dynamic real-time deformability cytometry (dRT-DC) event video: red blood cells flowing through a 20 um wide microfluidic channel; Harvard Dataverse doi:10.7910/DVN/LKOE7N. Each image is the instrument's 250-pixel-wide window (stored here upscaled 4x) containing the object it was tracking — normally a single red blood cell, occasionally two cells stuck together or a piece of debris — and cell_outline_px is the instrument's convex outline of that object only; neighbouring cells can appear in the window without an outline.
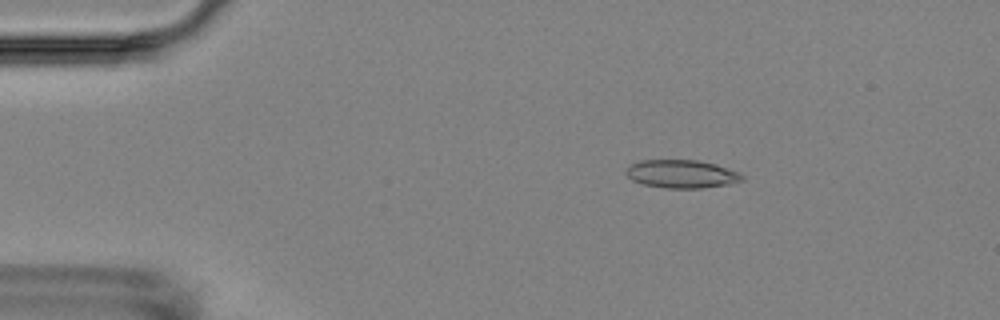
{"species": "Egyptian fruit bat (a non-hibernating species)", "species_latin": "Rousettus aegyptiacus", "temperature_condition": "room temperature", "stored_images_in_passage": 5, "camera_frame_rate_fps": 3000, "um_per_image_px": 0.085, "animal": {"sex": "female"}, "frame": {"image": 1, "passage_image": 3, "time_ms": 2.333, "image_size_px": [1000, 320], "cell_outline_px": [[744, 180], [732, 184], [700, 188], [664, 188], [644, 184], [632, 180], [624, 172], [632, 164], [640, 160], [696, 160], [716, 164], [736, 172], [744, 176]], "centroid_in_image_um": [57.94, 14.79], "position_along_channel_um": 27.1, "area_um2": 18.96}}
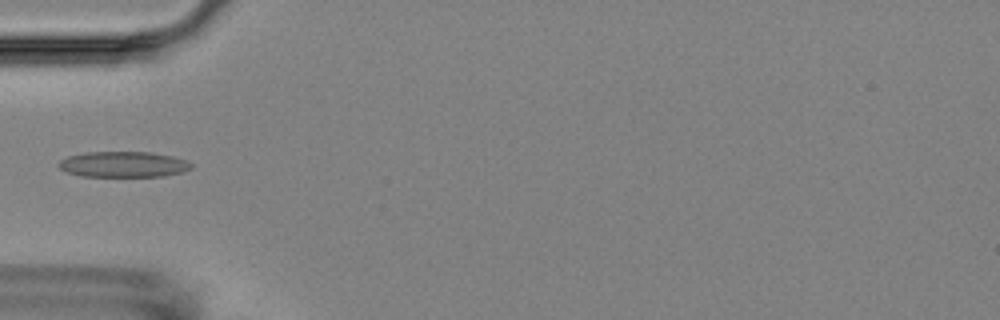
{"frame": {"image": 2, "passage_image": 5, "time_ms": 5.333, "image_size_px": [1000, 320], "cell_outline_px": [[192, 168], [180, 172], [164, 176], [80, 176], [64, 172], [56, 164], [60, 160], [68, 156], [84, 152], [152, 152], [172, 156], [184, 160], [192, 164]], "centroid_in_image_um": [10.42, 13.97], "position_along_channel_um": 74.6, "area_um2": 19.88}}